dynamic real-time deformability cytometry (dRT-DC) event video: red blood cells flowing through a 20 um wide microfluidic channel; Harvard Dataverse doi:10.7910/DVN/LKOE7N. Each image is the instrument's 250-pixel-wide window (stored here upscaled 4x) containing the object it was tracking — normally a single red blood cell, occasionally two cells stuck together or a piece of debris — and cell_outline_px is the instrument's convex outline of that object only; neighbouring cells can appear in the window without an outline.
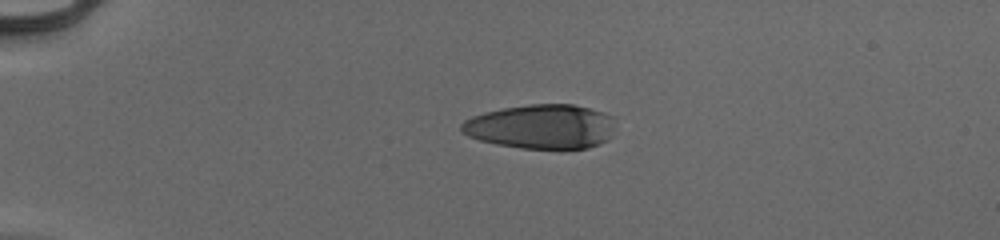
{"species": "human", "species_latin": "Homo sapiens", "temperature_condition": "cold", "stored_images_in_passage": 41, "camera_frame_rate_fps": 3000, "um_per_image_px": 0.085, "donor": {"sex": "male"}, "frame": {"image": 1, "passage_image": 1, "time_ms": 0.0, "image_size_px": [1000, 240], "cell_outline_px": [[616, 116], [612, 136], [608, 140], [600, 144], [588, 148], [560, 152], [520, 148], [496, 144], [480, 140], [468, 136], [460, 132], [460, 124], [464, 120], [472, 116], [484, 112], [504, 108], [528, 104], [572, 104], [604, 112]], "centroid_in_image_um": [46.06, 10.8], "position_along_channel_um": 38.9, "area_um2": 41.21}}
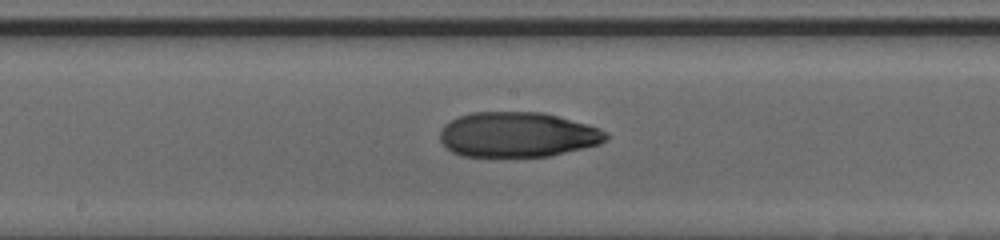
{"frame": {"image": 2, "passage_image": 18, "time_ms": 5.667, "image_size_px": [1000, 240], "cell_outline_px": [[608, 140], [600, 144], [584, 148], [548, 156], [464, 156], [452, 152], [440, 140], [440, 132], [444, 124], [460, 116], [472, 112], [544, 112], [588, 124], [600, 128], [608, 132]], "centroid_in_image_um": [44.03, 11.43], "position_along_channel_um": 204.2, "area_um2": 43.64}}
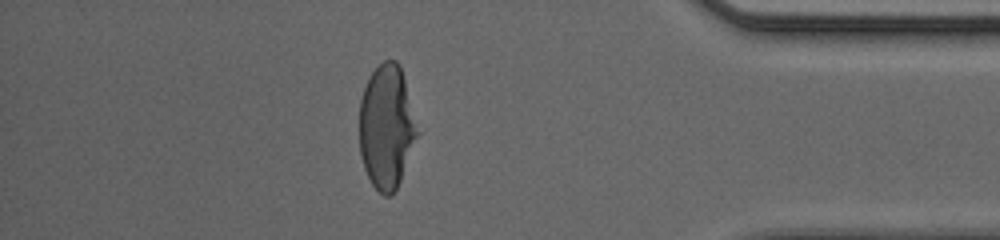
{"frame": {"image": 3, "passage_image": 35, "time_ms": 11.333, "image_size_px": [1000, 240], "cell_outline_px": [[420, 132], [400, 180], [392, 196], [384, 196], [372, 184], [364, 168], [360, 152], [360, 100], [368, 76], [384, 60], [396, 60], [400, 64]], "centroid_in_image_um": [32.87, 10.77], "position_along_channel_um": 402.3, "area_um2": 41.91}, "authors_computed_cell_mechanics": {"area_um2": 42.7142, "velocity_mm_per_s": 3.9831, "shape_relaxation_time_tau1_ms": 8.4343, "shape_relaxation_time_tau2_ms": 3.6225, "deformation_change_tau1": 0.318, "deformation_change_tau2": 0.0673}}